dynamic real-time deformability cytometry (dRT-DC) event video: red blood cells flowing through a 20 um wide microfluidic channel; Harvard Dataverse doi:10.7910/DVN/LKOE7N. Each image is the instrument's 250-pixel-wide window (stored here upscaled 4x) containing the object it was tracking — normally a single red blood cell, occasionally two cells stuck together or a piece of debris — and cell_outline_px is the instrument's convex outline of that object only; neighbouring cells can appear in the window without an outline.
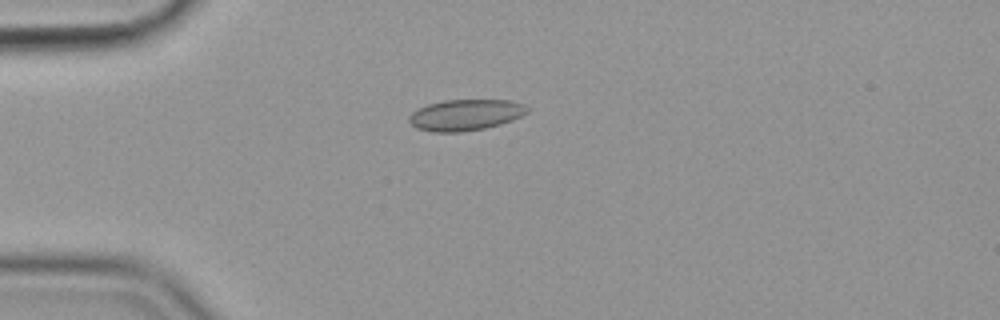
{"species": "common noctule bat (a hibernating species)", "species_latin": "Nyctalus noctula", "temperature_condition": "cold", "stored_images_in_passage": 22, "camera_frame_rate_fps": 3000, "um_per_image_px": 0.085, "animal": {"sex": "female", "body_mass_g": 19.9}, "frame": {"image": 1, "passage_image": 2, "time_ms": 0.333, "image_size_px": [1000, 320], "cell_outline_px": [[532, 108], [528, 112], [512, 120], [500, 124], [484, 128], [460, 132], [432, 132], [416, 128], [408, 120], [408, 116], [412, 112], [428, 104], [444, 100], [508, 100], [524, 104]], "centroid_in_image_um": [39.58, 9.76], "position_along_channel_um": 45.4, "area_um2": 21.44}}
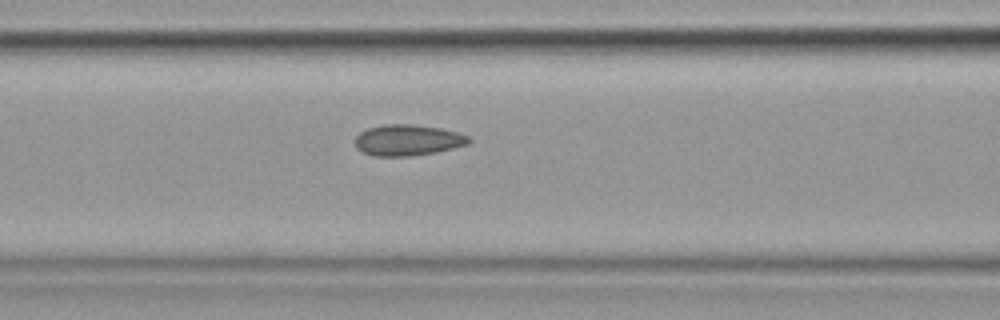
{"frame": {"image": 2, "passage_image": 11, "time_ms": 3.333, "image_size_px": [1000, 320], "cell_outline_px": [[472, 140], [468, 144], [436, 152], [412, 156], [372, 156], [356, 148], [356, 136], [360, 132], [368, 128], [384, 124], [412, 124], [440, 128], [456, 132], [468, 136]], "centroid_in_image_um": [34.65, 11.91], "position_along_channel_um": 132.0, "area_um2": 20.52}}
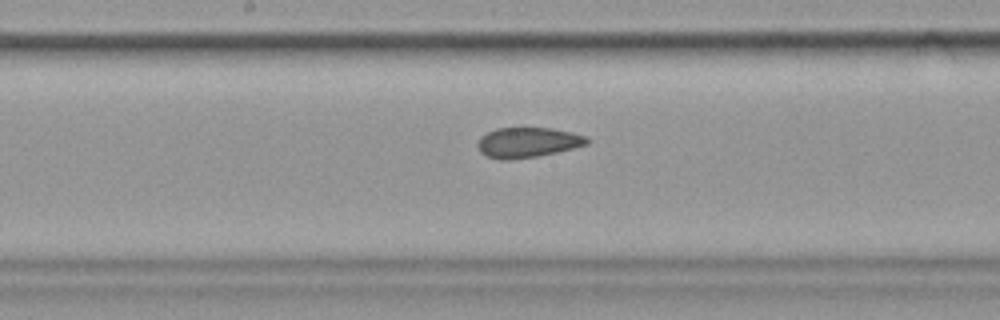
{"frame": {"image": 3, "passage_image": 17, "time_ms": 5.333, "image_size_px": [1000, 320], "cell_outline_px": [[592, 140], [588, 144], [556, 152], [536, 156], [508, 160], [500, 160], [484, 156], [480, 152], [476, 144], [480, 136], [496, 128], [552, 128], [572, 132], [588, 136]], "centroid_in_image_um": [44.84, 12.1], "position_along_channel_um": 203.4, "area_um2": 19.42}}